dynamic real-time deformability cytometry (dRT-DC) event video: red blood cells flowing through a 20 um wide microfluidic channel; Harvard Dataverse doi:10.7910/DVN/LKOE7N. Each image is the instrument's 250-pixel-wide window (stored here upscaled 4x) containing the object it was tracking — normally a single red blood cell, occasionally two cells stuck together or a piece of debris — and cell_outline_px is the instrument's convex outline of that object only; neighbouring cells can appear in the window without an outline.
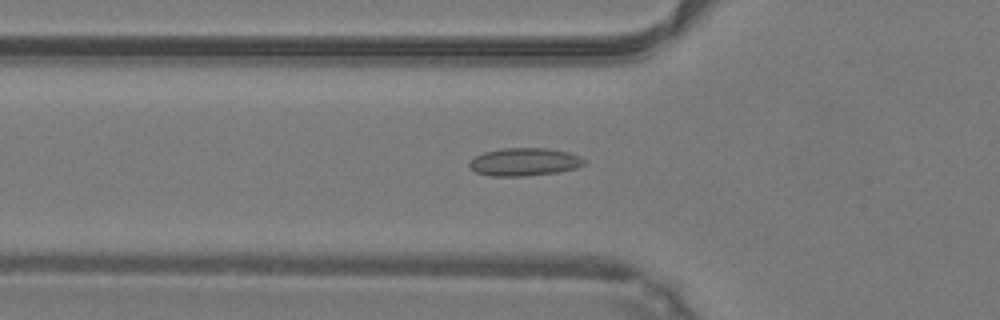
{"species": "common noctule bat (a hibernating species)", "species_latin": "Nyctalus noctula", "temperature_condition": "warm", "stored_images_in_passage": 49, "camera_frame_rate_fps": 3000, "um_per_image_px": 0.085, "animal": {"sex": "male", "body_mass_g": 19.2, "forearm_length_mm": 51.8}, "frame": {"image": 1, "passage_image": 17, "time_ms": 5.333, "image_size_px": [1000, 320], "cell_outline_px": [[588, 160], [584, 164], [576, 168], [556, 172], [524, 176], [488, 176], [476, 172], [468, 164], [476, 156], [484, 152], [500, 148], [548, 148], [568, 152], [580, 156]], "centroid_in_image_um": [44.59, 13.75], "position_along_channel_um": 81.2, "area_um2": 18.67}}
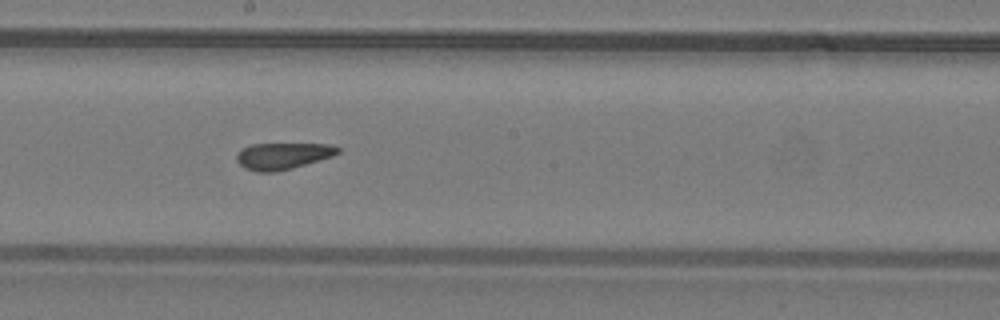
{"frame": {"image": 2, "passage_image": 27, "time_ms": 8.667, "image_size_px": [1000, 320], "cell_outline_px": [[340, 152], [332, 156], [292, 168], [276, 172], [256, 172], [244, 168], [236, 160], [236, 156], [244, 148], [252, 144], [328, 144], [340, 148]], "centroid_in_image_um": [24.03, 13.26], "position_along_channel_um": 224.2, "area_um2": 15.49}}
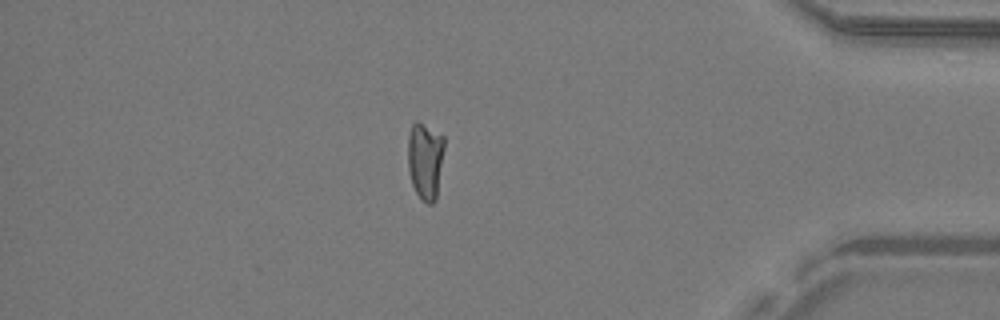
{"frame": {"image": 3, "passage_image": 42, "time_ms": 13.667, "image_size_px": [1000, 320], "cell_outline_px": [[444, 148], [436, 200], [432, 204], [428, 204], [416, 192], [412, 184], [408, 168], [408, 136], [412, 124], [416, 120], [444, 136]], "centroid_in_image_um": [36.14, 13.62], "position_along_channel_um": 399.1, "area_um2": 16.3}, "authors_computed_cell_mechanics": {"area_um2": 16.762, "velocity_mm_per_s": 4.2646, "shape_relaxation_time_tau1_ms": null, "shape_relaxation_time_tau2_ms": 1.5775, "deformation_change_tau1": null, "deformation_change_tau2": 0.0822}}